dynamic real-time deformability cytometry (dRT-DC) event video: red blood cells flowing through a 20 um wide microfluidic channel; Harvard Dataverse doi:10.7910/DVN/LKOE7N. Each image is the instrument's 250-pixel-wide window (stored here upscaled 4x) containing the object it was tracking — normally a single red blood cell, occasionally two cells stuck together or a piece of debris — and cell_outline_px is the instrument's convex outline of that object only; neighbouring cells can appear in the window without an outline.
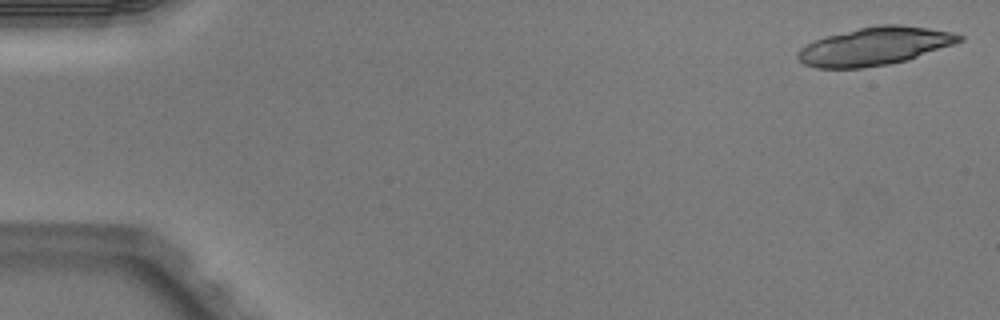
{"species": "Egyptian fruit bat (a non-hibernating species)", "species_latin": "Rousettus aegyptiacus", "temperature_condition": "warm", "stored_images_in_passage": 6, "camera_frame_rate_fps": 3000, "um_per_image_px": 0.085, "animal": {"sex": "male"}, "frame": {"image": 1, "passage_image": 1, "time_ms": 0.0, "image_size_px": [1000, 320], "cell_outline_px": [[964, 40], [908, 60], [888, 64], [860, 68], [816, 68], [804, 64], [796, 56], [796, 52], [800, 48], [824, 36], [876, 24], [900, 24], [928, 28], [952, 32], [964, 36]], "centroid_in_image_um": [74.34, 3.92], "position_along_channel_um": 10.7, "area_um2": 35.78}}
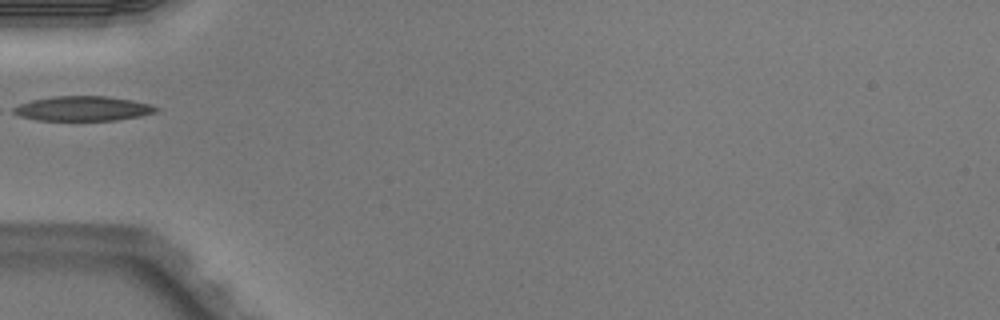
{"frame": {"image": 2, "passage_image": 5, "time_ms": 1.333, "image_size_px": [1000, 320], "cell_outline_px": [[160, 112], [140, 116], [116, 120], [36, 120], [20, 116], [12, 112], [12, 108], [20, 104], [32, 100], [52, 96], [108, 96], [132, 100], [152, 104], [160, 108]], "centroid_in_image_um": [7.1, 9.22], "position_along_channel_um": 77.9, "area_um2": 20.69}}
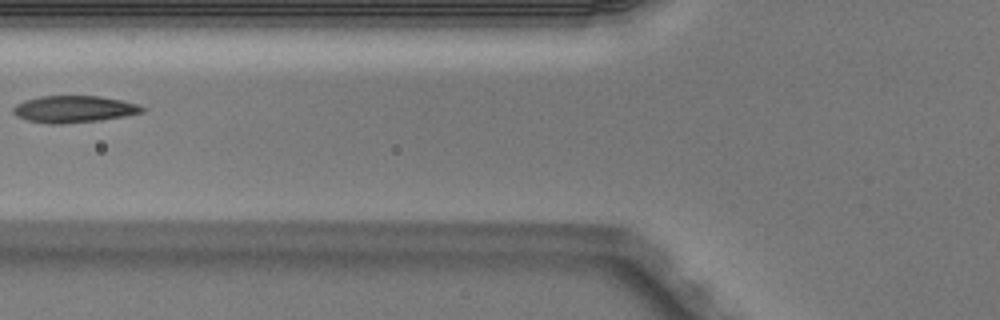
{"frame": {"image": 3, "passage_image": 6, "time_ms": 1.667, "image_size_px": [1000, 320], "cell_outline_px": [[148, 108], [144, 112], [124, 116], [100, 120], [60, 124], [48, 124], [28, 120], [16, 116], [12, 112], [12, 108], [16, 104], [24, 100], [40, 96], [100, 96], [140, 104]], "centroid_in_image_um": [6.3, 9.27], "position_along_channel_um": 119.5, "area_um2": 20.35}}